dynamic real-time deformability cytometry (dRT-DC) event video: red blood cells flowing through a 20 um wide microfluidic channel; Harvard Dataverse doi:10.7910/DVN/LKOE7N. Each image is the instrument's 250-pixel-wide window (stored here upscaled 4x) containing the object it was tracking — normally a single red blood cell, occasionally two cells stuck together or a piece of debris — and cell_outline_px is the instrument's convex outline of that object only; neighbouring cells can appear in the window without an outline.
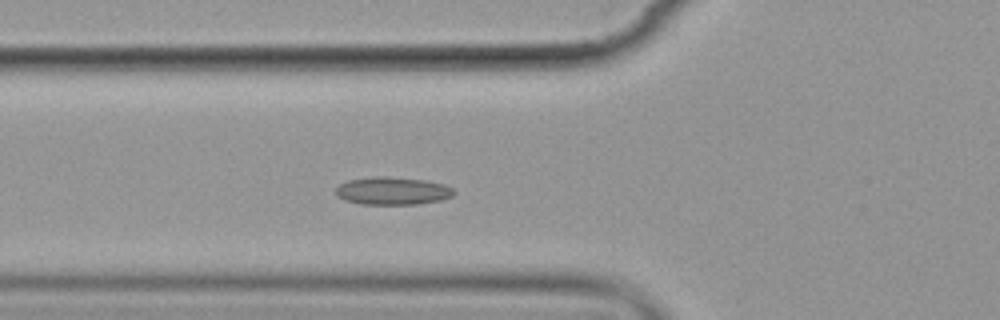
{"species": "common noctule bat (a hibernating species)", "species_latin": "Nyctalus noctula", "temperature_condition": "cold", "stored_images_in_passage": 4, "camera_frame_rate_fps": 3000, "um_per_image_px": 0.085, "animal": {"sex": "female", "body_mass_g": 19.9}, "frame": {"image": 1, "passage_image": 4, "time_ms": 4.0, "image_size_px": [1000, 320], "cell_outline_px": [[456, 192], [452, 196], [440, 200], [416, 204], [360, 204], [344, 200], [336, 196], [336, 188], [340, 184], [348, 180], [376, 176], [384, 176], [424, 180], [444, 184], [452, 188]], "centroid_in_image_um": [33.34, 16.23], "position_along_channel_um": 92.5, "area_um2": 19.07}}